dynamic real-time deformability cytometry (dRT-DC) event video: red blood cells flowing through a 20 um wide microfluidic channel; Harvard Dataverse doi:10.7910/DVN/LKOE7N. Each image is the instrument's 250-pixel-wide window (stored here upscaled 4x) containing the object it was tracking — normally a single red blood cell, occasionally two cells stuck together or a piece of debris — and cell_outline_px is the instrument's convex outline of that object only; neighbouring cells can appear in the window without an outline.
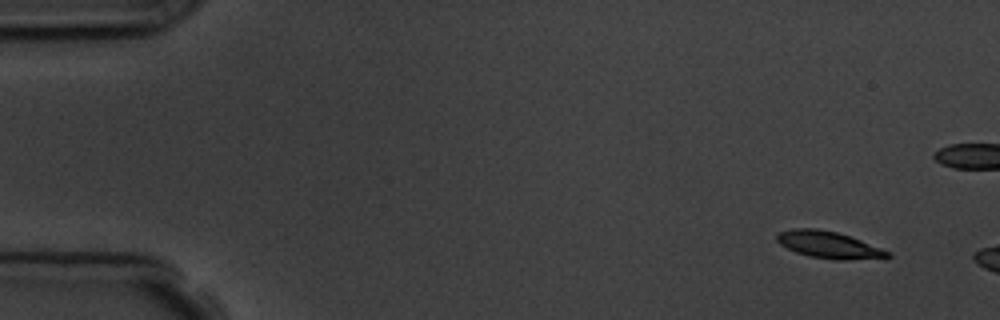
{"species": "common noctule bat (a hibernating species)", "species_latin": "Nyctalus noctula", "temperature_condition": "room temperature", "stored_images_in_passage": 3, "camera_frame_rate_fps": 3000, "um_per_image_px": 0.085, "animal": {"sex": "male", "body_mass_g": 19.5, "forearm_length_mm": 54.6}, "frame": {"image": 1, "passage_image": 1, "time_ms": 0.0, "image_size_px": [1000, 320], "cell_outline_px": [[892, 256], [844, 260], [836, 260], [808, 256], [796, 252], [780, 244], [776, 240], [776, 236], [780, 232], [796, 228], [816, 228], [836, 232], [860, 240], [892, 252]], "centroid_in_image_um": [70.43, 20.81], "position_along_channel_um": 14.6, "area_um2": 17.05}}